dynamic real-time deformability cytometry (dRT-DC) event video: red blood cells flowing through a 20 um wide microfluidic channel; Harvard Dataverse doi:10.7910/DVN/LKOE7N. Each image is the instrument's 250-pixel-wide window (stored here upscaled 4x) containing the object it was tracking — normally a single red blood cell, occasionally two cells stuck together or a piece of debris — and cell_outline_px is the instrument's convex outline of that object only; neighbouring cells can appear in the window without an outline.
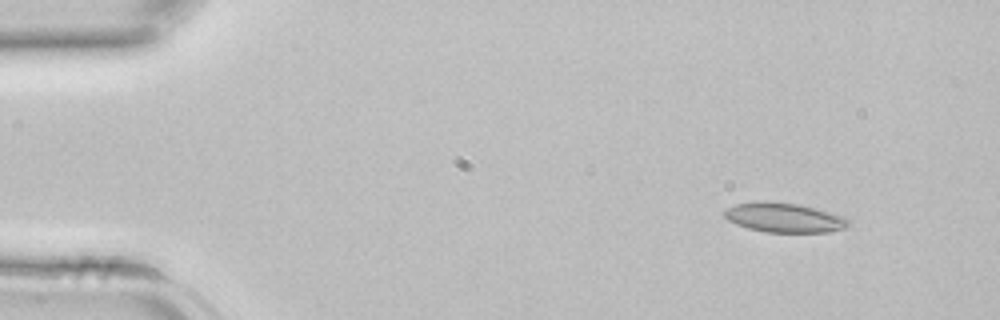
{"species": "common noctule bat (a hibernating species)", "species_latin": "Nyctalus noctula", "temperature_condition": "room temperature", "stored_images_in_passage": 42, "camera_frame_rate_fps": 3000, "um_per_image_px": 0.085, "animal": {"sex": "female", "body_mass_g": 22.7, "forearm_length_mm": 54.2}, "frame": {"image": 1, "passage_image": 4, "time_ms": 1.0, "image_size_px": [1000, 320], "cell_outline_px": [[852, 224], [844, 228], [828, 232], [764, 232], [748, 228], [736, 224], [728, 220], [724, 216], [724, 212], [728, 208], [736, 204], [764, 200], [800, 204], [844, 216]], "centroid_in_image_um": [66.66, 18.49], "position_along_channel_um": 18.3, "area_um2": 21.39}}
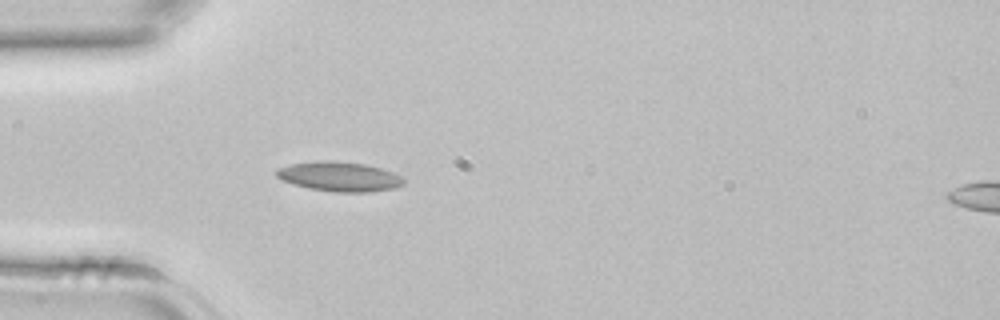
{"frame": {"image": 2, "passage_image": 12, "time_ms": 3.667, "image_size_px": [1000, 320], "cell_outline_px": [[404, 184], [392, 188], [368, 192], [336, 192], [308, 188], [292, 184], [276, 176], [276, 168], [292, 164], [316, 160], [332, 160], [364, 164], [380, 168], [404, 176]], "centroid_in_image_um": [28.84, 15.0], "position_along_channel_um": 56.2, "area_um2": 21.96}}
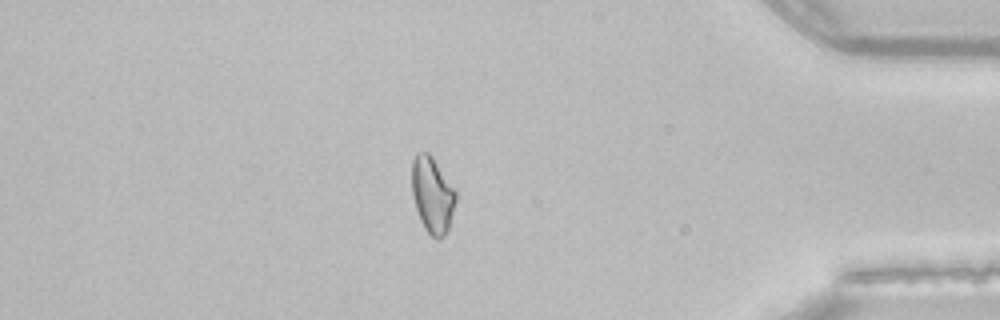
{"frame": {"image": 3, "passage_image": 36, "time_ms": 11.667, "image_size_px": [1000, 320], "cell_outline_px": [[456, 200], [448, 228], [444, 236], [440, 240], [436, 240], [424, 228], [420, 220], [412, 196], [412, 160], [416, 152], [428, 152], [432, 156], [456, 188]], "centroid_in_image_um": [36.75, 16.55], "position_along_channel_um": 398.4, "area_um2": 19.71}}